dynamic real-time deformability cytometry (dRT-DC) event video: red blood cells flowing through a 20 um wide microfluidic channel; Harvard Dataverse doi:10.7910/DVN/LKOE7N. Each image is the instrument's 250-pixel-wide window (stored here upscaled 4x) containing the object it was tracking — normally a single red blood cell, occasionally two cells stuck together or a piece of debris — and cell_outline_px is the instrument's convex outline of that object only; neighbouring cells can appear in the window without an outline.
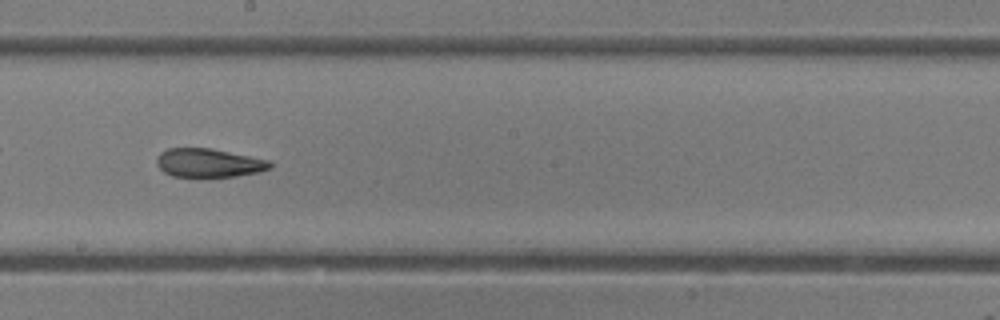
{"species": "common noctule bat (a hibernating species)", "species_latin": "Nyctalus noctula", "temperature_condition": "room temperature", "stored_images_in_passage": 38, "camera_frame_rate_fps": 3000, "um_per_image_px": 0.085, "animal": {"sex": "female"}, "frame": {"image": 1, "passage_image": 17, "time_ms": 5.333, "image_size_px": [1000, 320], "cell_outline_px": [[272, 168], [260, 172], [236, 176], [208, 180], [200, 180], [172, 176], [164, 172], [156, 164], [156, 156], [160, 152], [168, 148], [212, 148], [272, 160]], "centroid_in_image_um": [17.75, 13.89], "position_along_channel_um": 230.4, "area_um2": 20.17}, "authors_computed_cell_mechanics": {"area_um2": 20.6346, "velocity_mm_per_s": 4.223, "shape_relaxation_time_tau1_ms": null, "shape_relaxation_time_tau2_ms": 2.9285, "deformation_change_tau1": null, "deformation_change_tau2": 0.1124}}